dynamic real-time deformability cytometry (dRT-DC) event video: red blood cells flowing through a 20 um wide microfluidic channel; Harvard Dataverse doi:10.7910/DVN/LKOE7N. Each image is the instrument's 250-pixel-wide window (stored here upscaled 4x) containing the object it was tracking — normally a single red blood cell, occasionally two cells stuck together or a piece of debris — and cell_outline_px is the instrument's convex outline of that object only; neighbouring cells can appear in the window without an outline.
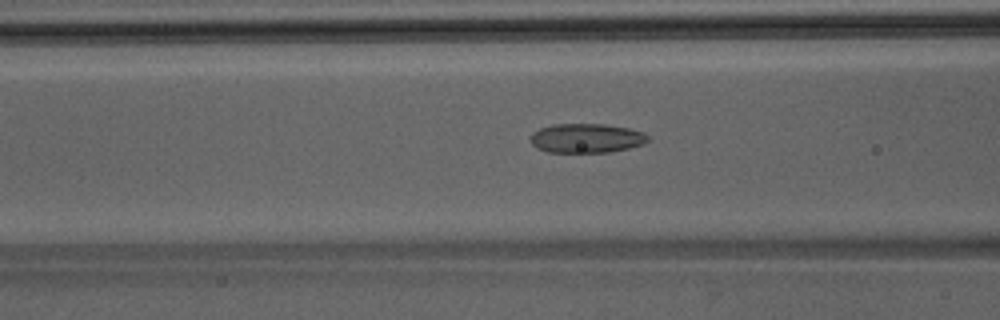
{"species": "Egyptian fruit bat (a non-hibernating species)", "species_latin": "Rousettus aegyptiacus", "temperature_condition": "room temperature", "stored_images_in_passage": 35, "camera_frame_rate_fps": 3000, "um_per_image_px": 0.085, "animal": {"sex": "male"}, "frame": {"image": 1, "passage_image": 6, "time_ms": 1.667, "image_size_px": [1000, 320], "cell_outline_px": [[648, 140], [644, 144], [612, 152], [548, 152], [536, 148], [528, 140], [528, 136], [532, 132], [540, 128], [552, 124], [604, 124], [628, 128], [644, 132], [648, 136]], "centroid_in_image_um": [49.8, 11.74], "position_along_channel_um": 116.8, "area_um2": 20.29}}
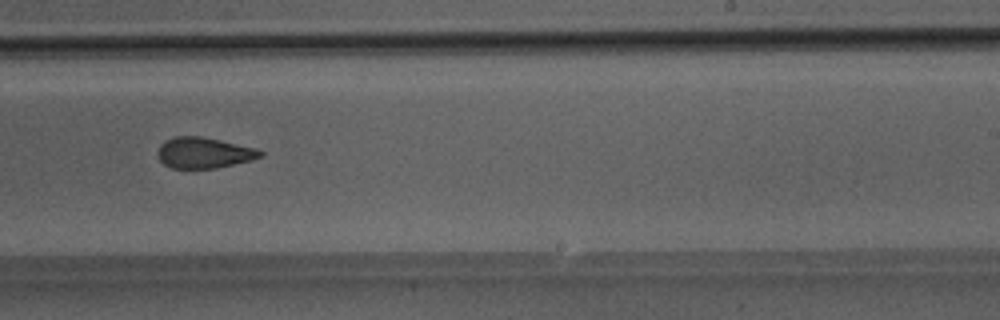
{"frame": {"image": 2, "passage_image": 17, "time_ms": 5.333, "image_size_px": [1000, 320], "cell_outline_px": [[264, 156], [252, 160], [216, 168], [172, 168], [164, 164], [160, 160], [156, 152], [160, 144], [164, 140], [172, 136], [200, 136], [220, 140], [256, 148], [264, 152]], "centroid_in_image_um": [17.32, 12.98], "position_along_channel_um": 271.7, "area_um2": 18.61}}
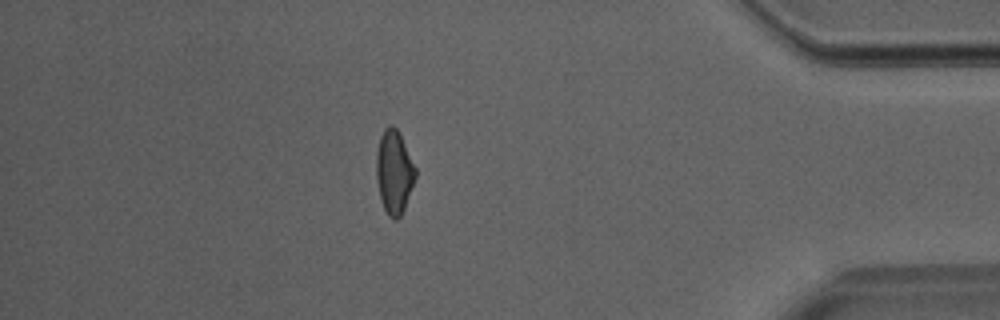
{"frame": {"image": 3, "passage_image": 29, "time_ms": 9.333, "image_size_px": [1000, 320], "cell_outline_px": [[416, 176], [404, 208], [400, 216], [396, 220], [388, 216], [380, 200], [376, 180], [376, 152], [380, 136], [384, 128], [388, 124], [392, 124], [400, 132], [416, 168]], "centroid_in_image_um": [33.48, 14.58], "position_along_channel_um": 401.7, "area_um2": 19.25}}